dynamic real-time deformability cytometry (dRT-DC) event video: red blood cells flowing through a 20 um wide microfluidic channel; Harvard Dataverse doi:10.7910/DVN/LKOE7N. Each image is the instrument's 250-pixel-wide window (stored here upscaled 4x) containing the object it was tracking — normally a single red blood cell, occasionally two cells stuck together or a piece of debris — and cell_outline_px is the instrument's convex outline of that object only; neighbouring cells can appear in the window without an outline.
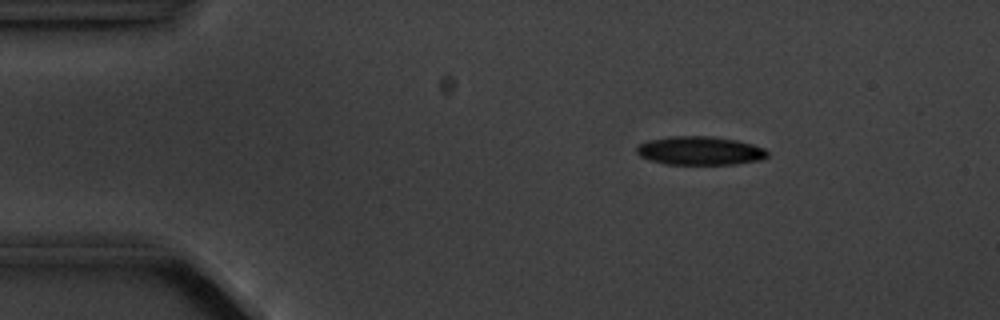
{"species": "common noctule bat (a hibernating species)", "species_latin": "Nyctalus noctula", "temperature_condition": "cold", "stored_images_in_passage": 5, "camera_frame_rate_fps": 3000, "um_per_image_px": 0.085, "animal": {"sex": "male", "body_mass_g": 20.1, "forearm_length_mm": 53.5}, "frame": {"image": 1, "passage_image": 3, "time_ms": 2.333, "image_size_px": [1000, 320], "cell_outline_px": [[768, 156], [764, 160], [736, 164], [664, 164], [640, 156], [636, 152], [636, 144], [648, 140], [668, 136], [712, 136], [736, 140], [752, 144], [764, 148], [768, 152]], "centroid_in_image_um": [59.5, 12.81], "position_along_channel_um": 25.5, "area_um2": 22.02}}